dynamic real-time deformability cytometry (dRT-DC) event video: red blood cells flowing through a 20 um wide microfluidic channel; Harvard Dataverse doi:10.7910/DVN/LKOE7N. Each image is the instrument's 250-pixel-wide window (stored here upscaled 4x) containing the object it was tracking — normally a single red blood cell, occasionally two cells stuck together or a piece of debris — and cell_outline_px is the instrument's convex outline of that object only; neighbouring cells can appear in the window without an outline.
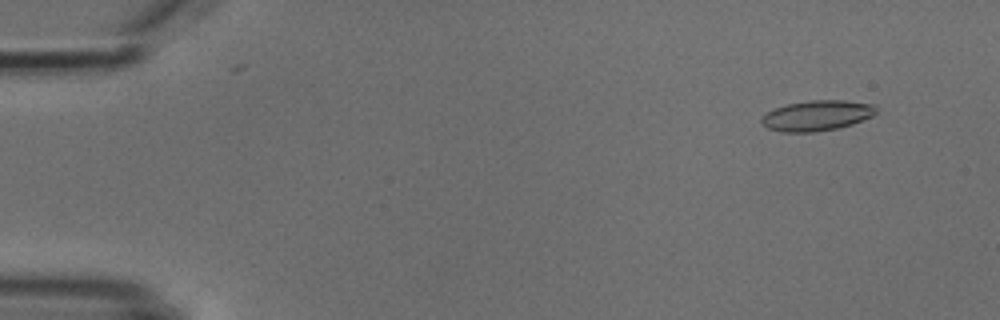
{"species": "common noctule bat (a hibernating species)", "species_latin": "Nyctalus noctula", "temperature_condition": "cold", "stored_images_in_passage": 5, "camera_frame_rate_fps": 3000, "um_per_image_px": 0.085, "animal": {"sex": "male", "body_mass_g": 18.8}, "frame": {"image": 1, "passage_image": 2, "time_ms": 1.0, "image_size_px": [1000, 320], "cell_outline_px": [[876, 112], [872, 116], [852, 124], [836, 128], [816, 132], [780, 132], [768, 128], [760, 120], [760, 116], [764, 112], [788, 104], [808, 100], [844, 100], [876, 104]], "centroid_in_image_um": [69.42, 9.81], "position_along_channel_um": 15.6, "area_um2": 20.4}}
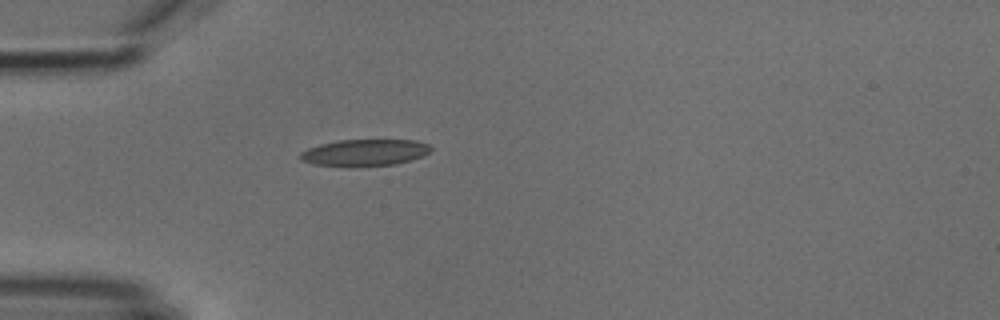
{"frame": {"image": 2, "passage_image": 5, "time_ms": 4.667, "image_size_px": [1000, 320], "cell_outline_px": [[432, 148], [428, 152], [420, 156], [408, 160], [392, 164], [352, 168], [316, 164], [300, 160], [296, 156], [300, 152], [308, 148], [320, 144], [340, 140], [416, 140], [428, 144]], "centroid_in_image_um": [30.91, 12.98], "position_along_channel_um": 54.1, "area_um2": 20.4}}